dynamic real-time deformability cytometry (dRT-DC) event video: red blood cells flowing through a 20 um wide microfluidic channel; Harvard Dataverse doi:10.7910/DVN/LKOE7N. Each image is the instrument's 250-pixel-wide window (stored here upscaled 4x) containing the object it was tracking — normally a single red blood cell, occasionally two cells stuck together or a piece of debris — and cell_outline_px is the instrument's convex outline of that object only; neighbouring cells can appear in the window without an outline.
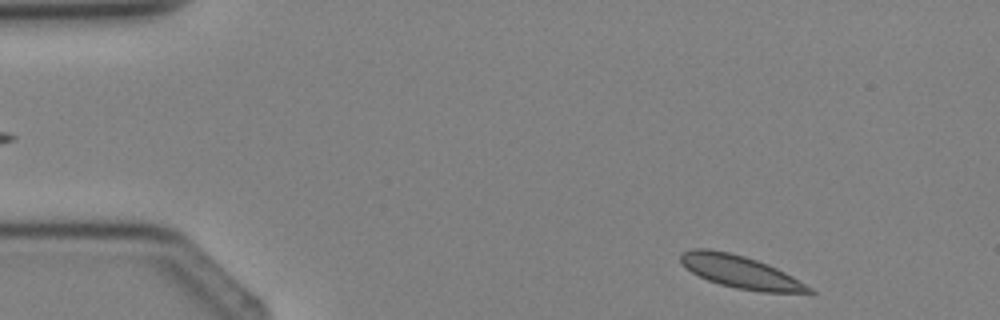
{"species": "Egyptian fruit bat (a non-hibernating species)", "species_latin": "Rousettus aegyptiacus", "temperature_condition": "cold", "stored_images_in_passage": 4, "camera_frame_rate_fps": 3000, "um_per_image_px": 0.085, "animal": {"sex": "female"}, "frame": {"image": 1, "passage_image": 4, "time_ms": 4.333, "image_size_px": [1000, 320], "cell_outline_px": [[816, 292], [812, 296], [760, 292], [736, 288], [720, 284], [708, 280], [692, 272], [680, 260], [680, 252], [692, 248], [708, 248], [728, 252], [744, 256], [768, 264], [792, 276], [812, 288]], "centroid_in_image_um": [63.06, 23.15], "position_along_channel_um": 21.9, "area_um2": 24.85}}